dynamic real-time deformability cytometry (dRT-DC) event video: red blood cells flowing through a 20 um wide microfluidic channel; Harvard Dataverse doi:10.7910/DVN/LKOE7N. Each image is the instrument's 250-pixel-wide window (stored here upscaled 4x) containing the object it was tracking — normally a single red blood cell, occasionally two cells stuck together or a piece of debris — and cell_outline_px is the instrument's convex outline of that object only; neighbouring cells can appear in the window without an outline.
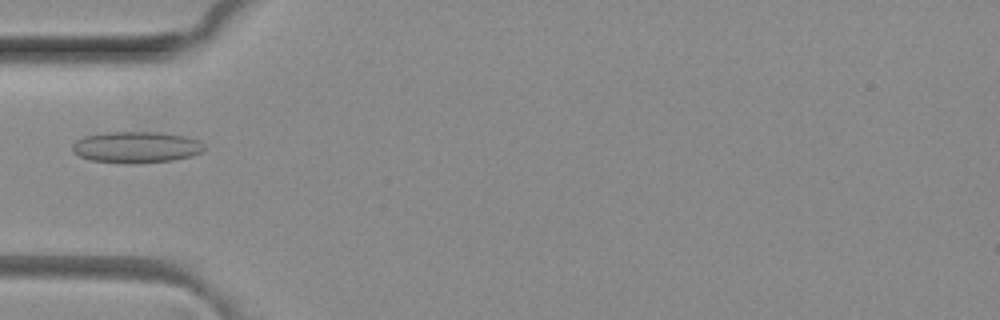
{"species": "common noctule bat (a hibernating species)", "species_latin": "Nyctalus noctula", "temperature_condition": "room temperature", "stored_images_in_passage": 5, "camera_frame_rate_fps": 3000, "um_per_image_px": 0.085, "animal": {"sex": "female", "body_mass_g": 29.2, "forearm_length_mm": 56.3}, "frame": {"image": 1, "passage_image": 5, "time_ms": 1.333, "image_size_px": [1000, 320], "cell_outline_px": [[204, 152], [192, 156], [172, 160], [132, 164], [124, 164], [92, 160], [80, 156], [72, 152], [72, 144], [76, 140], [84, 136], [108, 132], [160, 132], [184, 136], [200, 140], [204, 144]], "centroid_in_image_um": [11.59, 12.51], "position_along_channel_um": 73.4, "area_um2": 24.33}}